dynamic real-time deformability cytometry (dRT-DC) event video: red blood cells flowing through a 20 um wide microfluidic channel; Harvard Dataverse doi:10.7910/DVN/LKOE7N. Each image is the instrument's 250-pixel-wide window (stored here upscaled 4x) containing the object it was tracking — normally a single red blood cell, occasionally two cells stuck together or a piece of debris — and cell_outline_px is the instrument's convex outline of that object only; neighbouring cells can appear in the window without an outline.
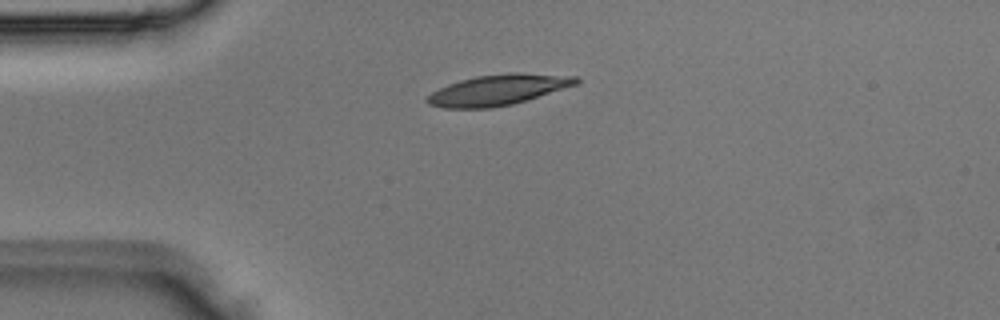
{"species": "Egyptian fruit bat (a non-hibernating species)", "species_latin": "Rousettus aegyptiacus", "temperature_condition": "room temperature", "stored_images_in_passage": 2, "camera_frame_rate_fps": 3000, "um_per_image_px": 0.085, "animal": {"sex": "male"}, "frame": {"image": 1, "passage_image": 1, "time_ms": 0.0, "image_size_px": [1000, 320], "cell_outline_px": [[580, 80], [576, 84], [512, 104], [488, 108], [444, 108], [428, 104], [424, 100], [432, 92], [448, 84], [460, 80], [476, 76], [508, 72], [520, 72], [576, 76]], "centroid_in_image_um": [42.3, 7.62], "position_along_channel_um": 42.7, "area_um2": 26.36}}